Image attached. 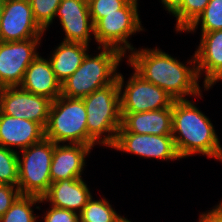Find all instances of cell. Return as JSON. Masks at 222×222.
<instances>
[{
  "label": "cell",
  "mask_w": 222,
  "mask_h": 222,
  "mask_svg": "<svg viewBox=\"0 0 222 222\" xmlns=\"http://www.w3.org/2000/svg\"><path fill=\"white\" fill-rule=\"evenodd\" d=\"M89 46L83 43L62 41L49 57L52 70L62 83L70 77L81 65Z\"/></svg>",
  "instance_id": "cell-20"
},
{
  "label": "cell",
  "mask_w": 222,
  "mask_h": 222,
  "mask_svg": "<svg viewBox=\"0 0 222 222\" xmlns=\"http://www.w3.org/2000/svg\"><path fill=\"white\" fill-rule=\"evenodd\" d=\"M198 219V222H222V207L217 204L214 209L201 213Z\"/></svg>",
  "instance_id": "cell-30"
},
{
  "label": "cell",
  "mask_w": 222,
  "mask_h": 222,
  "mask_svg": "<svg viewBox=\"0 0 222 222\" xmlns=\"http://www.w3.org/2000/svg\"><path fill=\"white\" fill-rule=\"evenodd\" d=\"M80 222H127L128 219L120 216L112 208L108 200L101 198L94 200L91 197L79 213Z\"/></svg>",
  "instance_id": "cell-21"
},
{
  "label": "cell",
  "mask_w": 222,
  "mask_h": 222,
  "mask_svg": "<svg viewBox=\"0 0 222 222\" xmlns=\"http://www.w3.org/2000/svg\"><path fill=\"white\" fill-rule=\"evenodd\" d=\"M129 53L127 64L143 79L162 88L174 100H188L187 95L202 98L195 54L187 63L190 66H187L158 48H135Z\"/></svg>",
  "instance_id": "cell-1"
},
{
  "label": "cell",
  "mask_w": 222,
  "mask_h": 222,
  "mask_svg": "<svg viewBox=\"0 0 222 222\" xmlns=\"http://www.w3.org/2000/svg\"><path fill=\"white\" fill-rule=\"evenodd\" d=\"M121 126L129 133L172 135V105L155 111L121 113Z\"/></svg>",
  "instance_id": "cell-19"
},
{
  "label": "cell",
  "mask_w": 222,
  "mask_h": 222,
  "mask_svg": "<svg viewBox=\"0 0 222 222\" xmlns=\"http://www.w3.org/2000/svg\"><path fill=\"white\" fill-rule=\"evenodd\" d=\"M201 24V33L222 30V0H210L203 13L185 31L194 32Z\"/></svg>",
  "instance_id": "cell-23"
},
{
  "label": "cell",
  "mask_w": 222,
  "mask_h": 222,
  "mask_svg": "<svg viewBox=\"0 0 222 222\" xmlns=\"http://www.w3.org/2000/svg\"><path fill=\"white\" fill-rule=\"evenodd\" d=\"M45 212L44 222H80L79 214L71 210L51 206Z\"/></svg>",
  "instance_id": "cell-28"
},
{
  "label": "cell",
  "mask_w": 222,
  "mask_h": 222,
  "mask_svg": "<svg viewBox=\"0 0 222 222\" xmlns=\"http://www.w3.org/2000/svg\"><path fill=\"white\" fill-rule=\"evenodd\" d=\"M172 137L181 159L202 154L222 162V147L211 120L189 99L172 103Z\"/></svg>",
  "instance_id": "cell-2"
},
{
  "label": "cell",
  "mask_w": 222,
  "mask_h": 222,
  "mask_svg": "<svg viewBox=\"0 0 222 222\" xmlns=\"http://www.w3.org/2000/svg\"><path fill=\"white\" fill-rule=\"evenodd\" d=\"M210 0H183L181 7L172 15L176 17V32H185L203 13Z\"/></svg>",
  "instance_id": "cell-24"
},
{
  "label": "cell",
  "mask_w": 222,
  "mask_h": 222,
  "mask_svg": "<svg viewBox=\"0 0 222 222\" xmlns=\"http://www.w3.org/2000/svg\"><path fill=\"white\" fill-rule=\"evenodd\" d=\"M18 152L0 145V184L18 185Z\"/></svg>",
  "instance_id": "cell-25"
},
{
  "label": "cell",
  "mask_w": 222,
  "mask_h": 222,
  "mask_svg": "<svg viewBox=\"0 0 222 222\" xmlns=\"http://www.w3.org/2000/svg\"><path fill=\"white\" fill-rule=\"evenodd\" d=\"M59 17L65 32L64 42L83 43L89 46L94 35V24L90 17L88 3L83 0H62L55 17Z\"/></svg>",
  "instance_id": "cell-13"
},
{
  "label": "cell",
  "mask_w": 222,
  "mask_h": 222,
  "mask_svg": "<svg viewBox=\"0 0 222 222\" xmlns=\"http://www.w3.org/2000/svg\"><path fill=\"white\" fill-rule=\"evenodd\" d=\"M44 33L34 19L29 0H11L4 3L0 41L15 42L41 38Z\"/></svg>",
  "instance_id": "cell-12"
},
{
  "label": "cell",
  "mask_w": 222,
  "mask_h": 222,
  "mask_svg": "<svg viewBox=\"0 0 222 222\" xmlns=\"http://www.w3.org/2000/svg\"><path fill=\"white\" fill-rule=\"evenodd\" d=\"M138 0H129L120 13L103 14L94 24V38L98 48H114L124 56L135 48L128 41L131 35L143 31L140 15L138 14Z\"/></svg>",
  "instance_id": "cell-7"
},
{
  "label": "cell",
  "mask_w": 222,
  "mask_h": 222,
  "mask_svg": "<svg viewBox=\"0 0 222 222\" xmlns=\"http://www.w3.org/2000/svg\"><path fill=\"white\" fill-rule=\"evenodd\" d=\"M62 0H29L36 23L46 32Z\"/></svg>",
  "instance_id": "cell-26"
},
{
  "label": "cell",
  "mask_w": 222,
  "mask_h": 222,
  "mask_svg": "<svg viewBox=\"0 0 222 222\" xmlns=\"http://www.w3.org/2000/svg\"><path fill=\"white\" fill-rule=\"evenodd\" d=\"M82 99L87 113V145L93 148L95 144H101L110 148L121 127L117 80Z\"/></svg>",
  "instance_id": "cell-3"
},
{
  "label": "cell",
  "mask_w": 222,
  "mask_h": 222,
  "mask_svg": "<svg viewBox=\"0 0 222 222\" xmlns=\"http://www.w3.org/2000/svg\"><path fill=\"white\" fill-rule=\"evenodd\" d=\"M86 182L82 178L65 179L51 183L48 192L42 197V202L51 206L80 213L92 197Z\"/></svg>",
  "instance_id": "cell-17"
},
{
  "label": "cell",
  "mask_w": 222,
  "mask_h": 222,
  "mask_svg": "<svg viewBox=\"0 0 222 222\" xmlns=\"http://www.w3.org/2000/svg\"><path fill=\"white\" fill-rule=\"evenodd\" d=\"M120 113H136L169 108L174 99L162 88L143 79L135 71L124 87V77L119 72ZM123 87L125 89H123ZM123 91V92H122Z\"/></svg>",
  "instance_id": "cell-8"
},
{
  "label": "cell",
  "mask_w": 222,
  "mask_h": 222,
  "mask_svg": "<svg viewBox=\"0 0 222 222\" xmlns=\"http://www.w3.org/2000/svg\"><path fill=\"white\" fill-rule=\"evenodd\" d=\"M42 203V198L32 195H20L11 207L0 217V222H37L33 205Z\"/></svg>",
  "instance_id": "cell-22"
},
{
  "label": "cell",
  "mask_w": 222,
  "mask_h": 222,
  "mask_svg": "<svg viewBox=\"0 0 222 222\" xmlns=\"http://www.w3.org/2000/svg\"><path fill=\"white\" fill-rule=\"evenodd\" d=\"M92 148L84 144H55L50 176L52 183L65 180L82 178L85 158Z\"/></svg>",
  "instance_id": "cell-15"
},
{
  "label": "cell",
  "mask_w": 222,
  "mask_h": 222,
  "mask_svg": "<svg viewBox=\"0 0 222 222\" xmlns=\"http://www.w3.org/2000/svg\"><path fill=\"white\" fill-rule=\"evenodd\" d=\"M97 49H101L99 54L92 57L87 53L80 67L61 83L62 96L82 99L117 80V69L125 56L114 48Z\"/></svg>",
  "instance_id": "cell-4"
},
{
  "label": "cell",
  "mask_w": 222,
  "mask_h": 222,
  "mask_svg": "<svg viewBox=\"0 0 222 222\" xmlns=\"http://www.w3.org/2000/svg\"><path fill=\"white\" fill-rule=\"evenodd\" d=\"M51 102L50 99L24 91L19 86L2 87L0 91V111L3 114L39 123L44 129Z\"/></svg>",
  "instance_id": "cell-11"
},
{
  "label": "cell",
  "mask_w": 222,
  "mask_h": 222,
  "mask_svg": "<svg viewBox=\"0 0 222 222\" xmlns=\"http://www.w3.org/2000/svg\"><path fill=\"white\" fill-rule=\"evenodd\" d=\"M3 6H4V2H2L0 0V23H1V17H2V14H3Z\"/></svg>",
  "instance_id": "cell-32"
},
{
  "label": "cell",
  "mask_w": 222,
  "mask_h": 222,
  "mask_svg": "<svg viewBox=\"0 0 222 222\" xmlns=\"http://www.w3.org/2000/svg\"><path fill=\"white\" fill-rule=\"evenodd\" d=\"M128 1L129 0H91L88 3V7L93 24L100 18H103V14L120 13V9Z\"/></svg>",
  "instance_id": "cell-27"
},
{
  "label": "cell",
  "mask_w": 222,
  "mask_h": 222,
  "mask_svg": "<svg viewBox=\"0 0 222 222\" xmlns=\"http://www.w3.org/2000/svg\"><path fill=\"white\" fill-rule=\"evenodd\" d=\"M21 195L18 186L0 184V217Z\"/></svg>",
  "instance_id": "cell-29"
},
{
  "label": "cell",
  "mask_w": 222,
  "mask_h": 222,
  "mask_svg": "<svg viewBox=\"0 0 222 222\" xmlns=\"http://www.w3.org/2000/svg\"><path fill=\"white\" fill-rule=\"evenodd\" d=\"M21 151L22 158L18 154V189L21 195L42 198L52 183L50 167L54 142L44 137Z\"/></svg>",
  "instance_id": "cell-6"
},
{
  "label": "cell",
  "mask_w": 222,
  "mask_h": 222,
  "mask_svg": "<svg viewBox=\"0 0 222 222\" xmlns=\"http://www.w3.org/2000/svg\"><path fill=\"white\" fill-rule=\"evenodd\" d=\"M161 3L167 9V13L173 15L181 7L183 0H161Z\"/></svg>",
  "instance_id": "cell-31"
},
{
  "label": "cell",
  "mask_w": 222,
  "mask_h": 222,
  "mask_svg": "<svg viewBox=\"0 0 222 222\" xmlns=\"http://www.w3.org/2000/svg\"><path fill=\"white\" fill-rule=\"evenodd\" d=\"M200 44L195 51L198 76L205 75L204 90H209L222 80V30L201 34Z\"/></svg>",
  "instance_id": "cell-14"
},
{
  "label": "cell",
  "mask_w": 222,
  "mask_h": 222,
  "mask_svg": "<svg viewBox=\"0 0 222 222\" xmlns=\"http://www.w3.org/2000/svg\"><path fill=\"white\" fill-rule=\"evenodd\" d=\"M110 148L143 158L165 161L181 159L172 135L129 133L122 126L119 128L115 142Z\"/></svg>",
  "instance_id": "cell-10"
},
{
  "label": "cell",
  "mask_w": 222,
  "mask_h": 222,
  "mask_svg": "<svg viewBox=\"0 0 222 222\" xmlns=\"http://www.w3.org/2000/svg\"><path fill=\"white\" fill-rule=\"evenodd\" d=\"M1 1L5 3V2L11 1V0H1Z\"/></svg>",
  "instance_id": "cell-33"
},
{
  "label": "cell",
  "mask_w": 222,
  "mask_h": 222,
  "mask_svg": "<svg viewBox=\"0 0 222 222\" xmlns=\"http://www.w3.org/2000/svg\"><path fill=\"white\" fill-rule=\"evenodd\" d=\"M24 91L54 101L61 95V82L57 79L48 59L38 55L25 71L19 85Z\"/></svg>",
  "instance_id": "cell-18"
},
{
  "label": "cell",
  "mask_w": 222,
  "mask_h": 222,
  "mask_svg": "<svg viewBox=\"0 0 222 222\" xmlns=\"http://www.w3.org/2000/svg\"><path fill=\"white\" fill-rule=\"evenodd\" d=\"M42 38H32L23 41H0V86H19L26 69L39 55L37 46Z\"/></svg>",
  "instance_id": "cell-9"
},
{
  "label": "cell",
  "mask_w": 222,
  "mask_h": 222,
  "mask_svg": "<svg viewBox=\"0 0 222 222\" xmlns=\"http://www.w3.org/2000/svg\"><path fill=\"white\" fill-rule=\"evenodd\" d=\"M45 138L55 144L87 145V113L83 99L60 95L51 102Z\"/></svg>",
  "instance_id": "cell-5"
},
{
  "label": "cell",
  "mask_w": 222,
  "mask_h": 222,
  "mask_svg": "<svg viewBox=\"0 0 222 222\" xmlns=\"http://www.w3.org/2000/svg\"><path fill=\"white\" fill-rule=\"evenodd\" d=\"M45 137V129L36 122L18 119L0 111V145L26 149Z\"/></svg>",
  "instance_id": "cell-16"
}]
</instances>
